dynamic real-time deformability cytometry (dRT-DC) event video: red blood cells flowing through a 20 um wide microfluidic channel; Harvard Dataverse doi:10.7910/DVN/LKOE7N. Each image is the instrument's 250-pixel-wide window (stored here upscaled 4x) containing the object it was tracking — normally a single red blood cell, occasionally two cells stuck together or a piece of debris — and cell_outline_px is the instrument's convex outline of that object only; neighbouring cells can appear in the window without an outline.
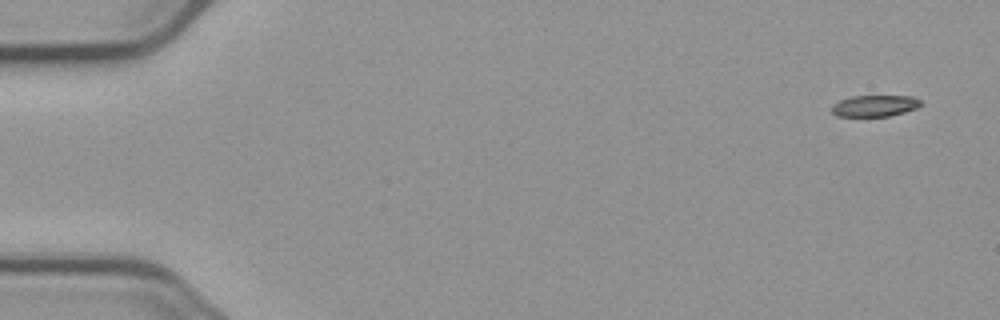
{"species": "common noctule bat (a hibernating species)", "species_latin": "Nyctalus noctula", "temperature_condition": "cold", "stored_images_in_passage": 5, "camera_frame_rate_fps": 3000, "um_per_image_px": 0.085, "animal": {"sex": "male", "body_mass_g": 23.1, "forearm_length_mm": 52.7}, "frame": {"image": 1, "passage_image": 1, "time_ms": 0.0, "image_size_px": [1000, 320], "cell_outline_px": [[924, 104], [916, 108], [904, 112], [888, 116], [836, 116], [828, 108], [832, 104], [840, 100], [852, 96], [912, 96], [920, 100]], "centroid_in_image_um": [74.32, 8.99], "position_along_channel_um": 10.7, "area_um2": 11.21}}
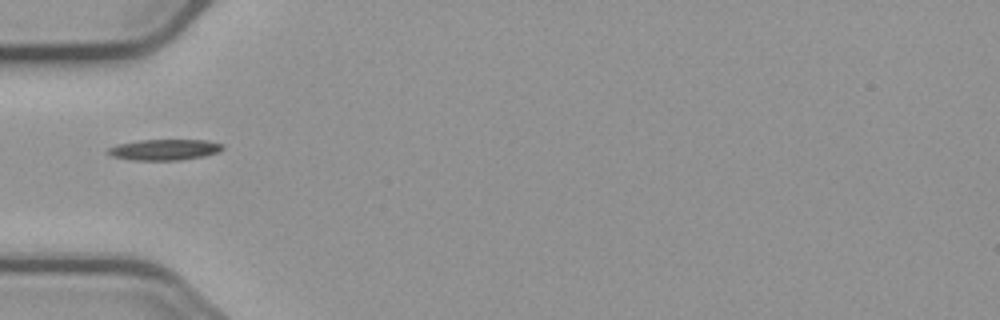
{"frame": {"image": 2, "passage_image": 5, "time_ms": 5.333, "image_size_px": [1000, 320], "cell_outline_px": [[224, 148], [216, 152], [204, 156], [180, 160], [132, 160], [112, 156], [104, 152], [108, 148], [120, 144], [140, 140], [208, 140], [224, 144]], "centroid_in_image_um": [13.98, 12.72], "position_along_channel_um": 71.0, "area_um2": 13.93}}